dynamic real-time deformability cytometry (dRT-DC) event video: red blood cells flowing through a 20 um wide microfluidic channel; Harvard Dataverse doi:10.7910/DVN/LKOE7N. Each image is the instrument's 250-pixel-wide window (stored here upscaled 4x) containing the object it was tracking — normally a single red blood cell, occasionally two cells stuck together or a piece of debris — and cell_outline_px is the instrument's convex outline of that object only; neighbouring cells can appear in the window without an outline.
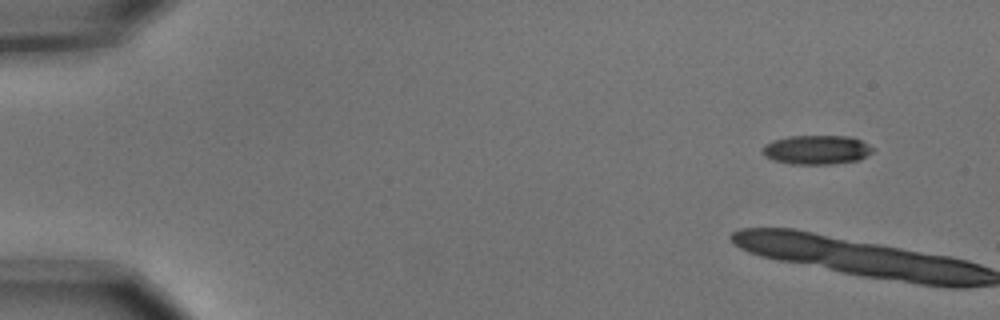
{"species": "common noctule bat (a hibernating species)", "species_latin": "Nyctalus noctula", "temperature_condition": "cold", "stored_images_in_passage": 6, "camera_frame_rate_fps": 3000, "um_per_image_px": 0.085, "animal": {"sex": "male", "body_mass_g": 15.6}, "frame": {"image": 1, "passage_image": 1, "time_ms": 0.0, "image_size_px": [1000, 320], "cell_outline_px": [[872, 152], [860, 160], [832, 164], [792, 164], [772, 160], [764, 156], [764, 144], [772, 140], [788, 136], [848, 136], [860, 140], [868, 144], [872, 148]], "centroid_in_image_um": [69.4, 12.73], "position_along_channel_um": 15.6, "area_um2": 18.73}}
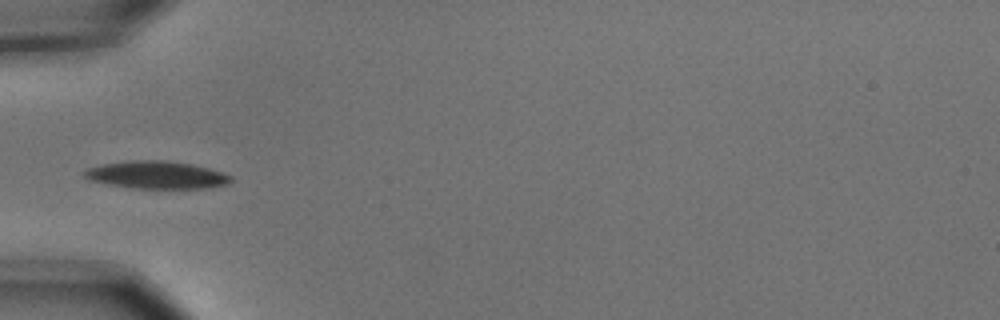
{"frame": {"image": 2, "passage_image": 6, "time_ms": 1.667, "image_size_px": [1000, 320], "cell_outline_px": [[232, 180], [228, 184], [208, 188], [132, 188], [108, 184], [88, 180], [84, 176], [84, 172], [88, 168], [104, 164], [128, 160], [168, 160], [192, 164], [208, 168], [232, 176]], "centroid_in_image_um": [13.31, 14.86], "position_along_channel_um": 71.7, "area_um2": 23.52}}